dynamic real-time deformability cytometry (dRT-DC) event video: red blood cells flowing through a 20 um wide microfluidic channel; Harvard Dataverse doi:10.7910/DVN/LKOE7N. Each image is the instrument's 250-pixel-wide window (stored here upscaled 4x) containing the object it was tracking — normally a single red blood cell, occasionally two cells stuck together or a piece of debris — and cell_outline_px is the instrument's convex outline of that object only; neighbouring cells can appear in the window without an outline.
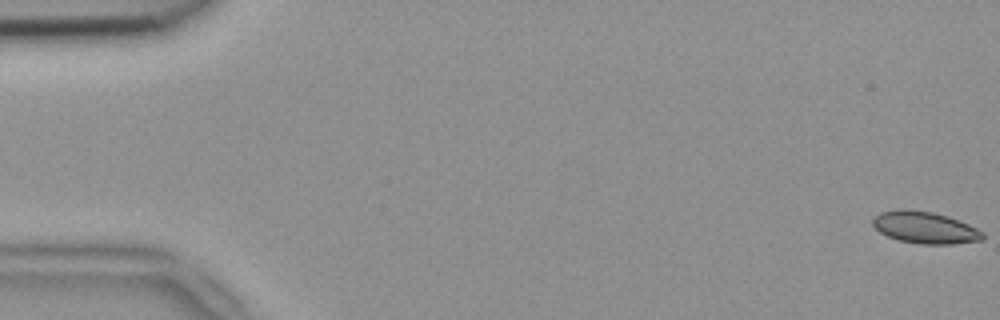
{"species": "common noctule bat (a hibernating species)", "species_latin": "Nyctalus noctula", "temperature_condition": "room temperature", "stored_images_in_passage": 12, "camera_frame_rate_fps": 3000, "um_per_image_px": 0.085, "animal": {"sex": "female", "body_mass_g": 18.4}, "frame": {"image": 1, "passage_image": 1, "time_ms": 0.0, "image_size_px": [1000, 320], "cell_outline_px": [[984, 236], [980, 240], [952, 244], [920, 244], [900, 240], [888, 236], [880, 232], [872, 224], [872, 220], [880, 212], [900, 208], [904, 208], [932, 212], [948, 216], [968, 224], [984, 232]], "centroid_in_image_um": [78.61, 19.33], "position_along_channel_um": 6.4, "area_um2": 20.35}}